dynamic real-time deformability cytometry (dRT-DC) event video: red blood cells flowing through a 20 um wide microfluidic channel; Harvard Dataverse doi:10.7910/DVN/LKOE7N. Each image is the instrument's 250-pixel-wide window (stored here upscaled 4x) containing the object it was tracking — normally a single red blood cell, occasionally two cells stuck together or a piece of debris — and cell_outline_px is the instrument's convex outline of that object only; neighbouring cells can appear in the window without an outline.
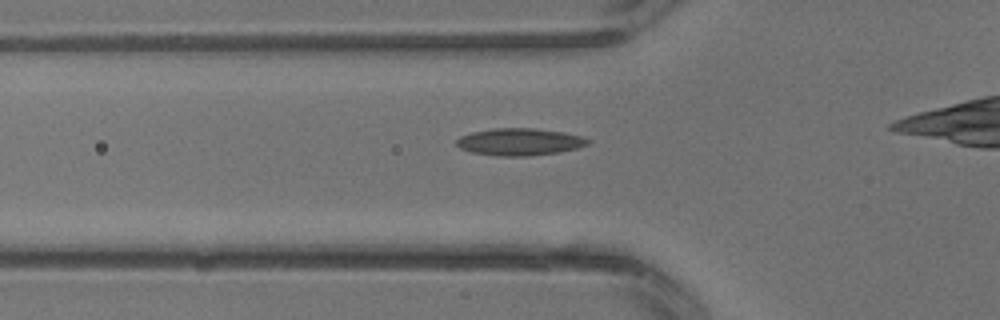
{"species": "common noctule bat (a hibernating species)", "species_latin": "Nyctalus noctula", "temperature_condition": "warm", "stored_images_in_passage": 22, "camera_frame_rate_fps": 3000, "um_per_image_px": 0.085, "animal": {"sex": "male", "body_mass_g": 13.3}, "frame": {"image": 1, "passage_image": 5, "time_ms": 1.333, "image_size_px": [1000, 320], "cell_outline_px": [[592, 140], [588, 144], [580, 148], [560, 152], [528, 156], [496, 156], [472, 152], [460, 148], [456, 144], [456, 140], [460, 136], [472, 132], [496, 128], [536, 128], [564, 132], [584, 136]], "centroid_in_image_um": [44.22, 12.06], "position_along_channel_um": 81.6, "area_um2": 21.04}}
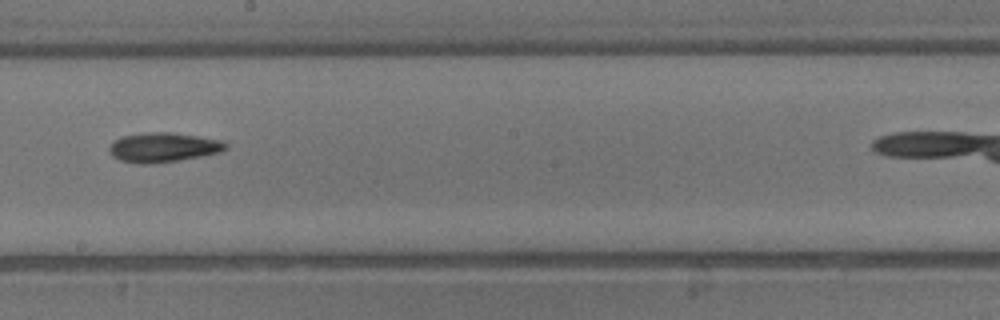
{"frame": {"image": 2, "passage_image": 12, "time_ms": 3.667, "image_size_px": [1000, 320], "cell_outline_px": [[228, 148], [220, 152], [200, 156], [176, 160], [144, 164], [140, 164], [120, 160], [112, 156], [108, 148], [112, 140], [120, 136], [152, 132], [172, 132], [224, 140], [228, 144]], "centroid_in_image_um": [13.87, 12.51], "position_along_channel_um": 234.3, "area_um2": 20.06}}
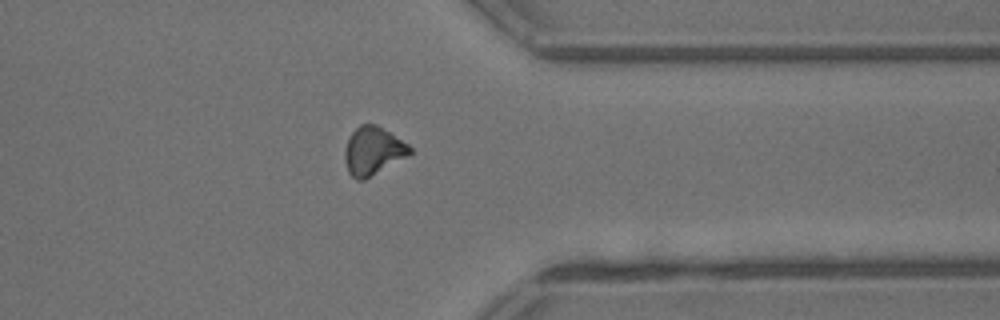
{"frame": {"image": 3, "passage_image": 19, "time_ms": 6.0, "image_size_px": [1000, 320], "cell_outline_px": [[412, 152], [408, 156], [364, 180], [356, 180], [348, 172], [344, 160], [344, 148], [352, 132], [360, 124], [376, 124], [408, 144], [412, 148]], "centroid_in_image_um": [31.69, 12.84], "position_along_channel_um": 379.7, "area_um2": 18.21}}